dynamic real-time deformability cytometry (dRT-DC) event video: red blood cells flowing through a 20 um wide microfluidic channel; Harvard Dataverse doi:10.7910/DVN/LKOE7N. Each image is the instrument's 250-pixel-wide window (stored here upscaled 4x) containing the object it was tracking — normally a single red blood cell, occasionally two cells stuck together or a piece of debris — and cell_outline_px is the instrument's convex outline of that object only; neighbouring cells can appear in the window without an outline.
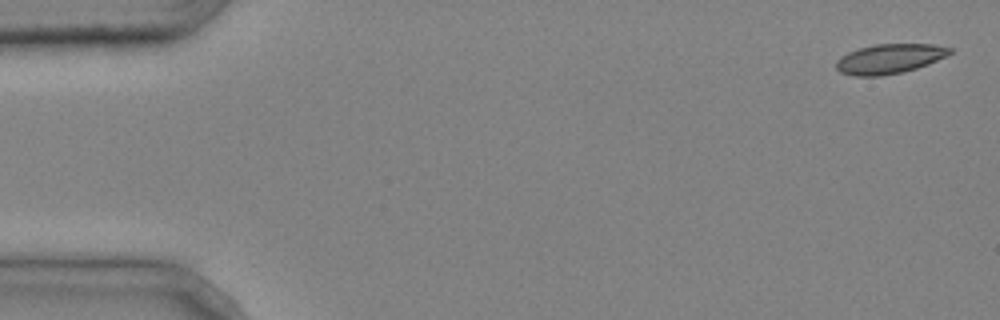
{"species": "common noctule bat (a hibernating species)", "species_latin": "Nyctalus noctula", "temperature_condition": "cold", "stored_images_in_passage": 3, "camera_frame_rate_fps": 3000, "um_per_image_px": 0.085, "animal": {"sex": "male", "body_mass_g": 20.4}, "frame": {"image": 1, "passage_image": 1, "time_ms": 0.0, "image_size_px": [1000, 320], "cell_outline_px": [[952, 52], [928, 64], [916, 68], [900, 72], [880, 76], [852, 76], [840, 72], [836, 68], [836, 60], [840, 56], [848, 52], [860, 48], [876, 44], [932, 44], [952, 48]], "centroid_in_image_um": [75.56, 5.0], "position_along_channel_um": 9.4, "area_um2": 19.48}}
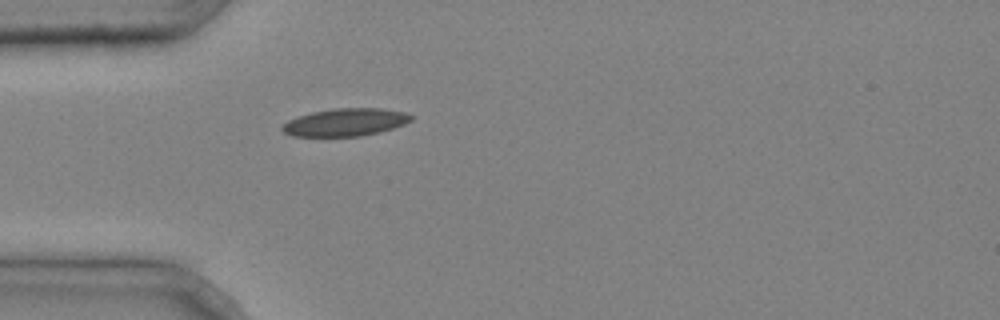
{"frame": {"image": 2, "passage_image": 3, "time_ms": 0.667, "image_size_px": [1000, 320], "cell_outline_px": [[412, 120], [404, 124], [380, 132], [360, 136], [292, 136], [284, 132], [280, 128], [288, 120], [312, 112], [332, 108], [380, 108], [404, 112], [412, 116]], "centroid_in_image_um": [29.35, 10.39], "position_along_channel_um": 55.6, "area_um2": 20.63}}